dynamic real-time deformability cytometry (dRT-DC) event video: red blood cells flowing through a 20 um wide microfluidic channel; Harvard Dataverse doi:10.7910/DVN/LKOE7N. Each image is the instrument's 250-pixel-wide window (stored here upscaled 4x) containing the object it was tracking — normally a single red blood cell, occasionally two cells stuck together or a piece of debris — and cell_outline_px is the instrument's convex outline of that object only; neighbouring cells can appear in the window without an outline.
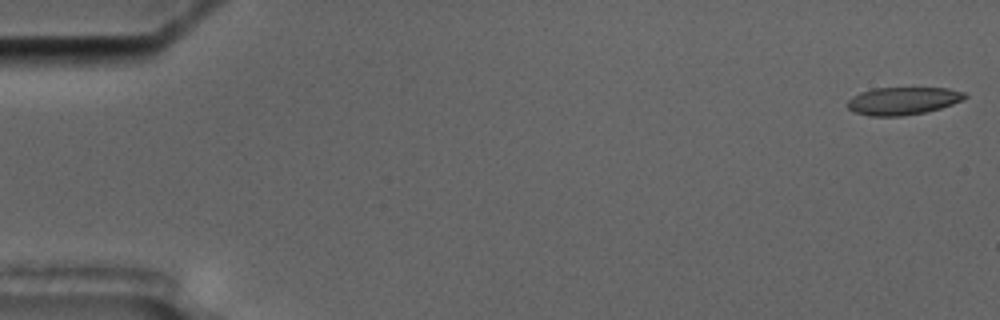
{"species": "common noctule bat (a hibernating species)", "species_latin": "Nyctalus noctula", "temperature_condition": "cold", "stored_images_in_passage": 7, "camera_frame_rate_fps": 3000, "um_per_image_px": 0.085, "animal": {"sex": "male", "body_mass_g": 17.5, "forearm_length_mm": 52.3}, "frame": {"image": 1, "passage_image": 1, "time_ms": 0.0, "image_size_px": [1000, 320], "cell_outline_px": [[968, 96], [964, 100], [940, 108], [924, 112], [900, 116], [868, 116], [856, 112], [848, 108], [848, 100], [852, 96], [860, 92], [872, 88], [948, 88], [964, 92]], "centroid_in_image_um": [76.75, 8.57], "position_along_channel_um": 8.3, "area_um2": 18.9}}
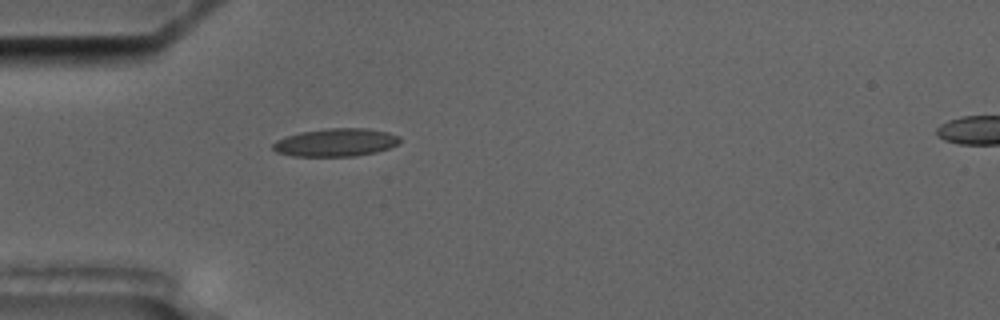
{"frame": {"image": 2, "passage_image": 5, "time_ms": 5.333, "image_size_px": [1000, 320], "cell_outline_px": [[400, 140], [396, 144], [388, 148], [376, 152], [356, 156], [292, 156], [276, 152], [272, 148], [272, 144], [276, 140], [284, 136], [300, 132], [328, 128], [368, 128], [388, 132], [400, 136]], "centroid_in_image_um": [28.51, 12.1], "position_along_channel_um": 56.5, "area_um2": 20.81}}